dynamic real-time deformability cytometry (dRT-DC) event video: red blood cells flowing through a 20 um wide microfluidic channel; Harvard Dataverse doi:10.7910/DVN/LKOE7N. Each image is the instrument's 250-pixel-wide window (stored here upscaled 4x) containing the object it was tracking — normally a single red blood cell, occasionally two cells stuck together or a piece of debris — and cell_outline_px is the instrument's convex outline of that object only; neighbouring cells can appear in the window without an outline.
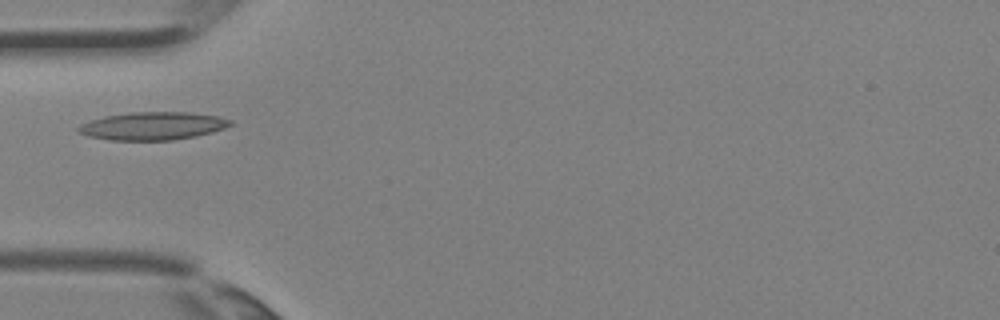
{"species": "Egyptian fruit bat (a non-hibernating species)", "species_latin": "Rousettus aegyptiacus", "temperature_condition": "room temperature", "stored_images_in_passage": 1, "camera_frame_rate_fps": 3000, "um_per_image_px": 0.085, "animal": {"sex": "female"}, "frame": {"image": 1, "passage_image": 1, "time_ms": 0.0, "image_size_px": [1000, 320], "cell_outline_px": [[232, 124], [224, 128], [212, 132], [196, 136], [172, 140], [112, 140], [88, 136], [80, 132], [76, 128], [80, 124], [104, 116], [128, 112], [192, 112], [216, 116], [232, 120]], "centroid_in_image_um": [12.99, 10.7], "position_along_channel_um": 72.0, "area_um2": 24.68}}